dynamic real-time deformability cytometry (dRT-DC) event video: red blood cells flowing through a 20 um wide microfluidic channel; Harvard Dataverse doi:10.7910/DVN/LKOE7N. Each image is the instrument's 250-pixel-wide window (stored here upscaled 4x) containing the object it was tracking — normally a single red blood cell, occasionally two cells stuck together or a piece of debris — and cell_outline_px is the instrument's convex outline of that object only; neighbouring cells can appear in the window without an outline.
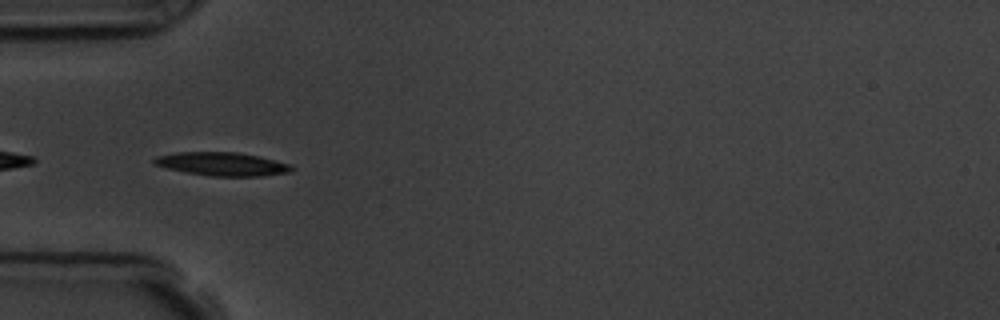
{"species": "common noctule bat (a hibernating species)", "species_latin": "Nyctalus noctula", "temperature_condition": "room temperature", "stored_images_in_passage": 7, "camera_frame_rate_fps": 3000, "um_per_image_px": 0.085, "animal": {"sex": "male", "body_mass_g": 19.5, "forearm_length_mm": 54.6}, "frame": {"image": 1, "passage_image": 3, "time_ms": 2.333, "image_size_px": [1000, 320], "cell_outline_px": [[296, 168], [288, 172], [260, 176], [212, 176], [184, 172], [152, 164], [152, 160], [156, 156], [176, 152], [236, 152], [260, 156], [292, 164]], "centroid_in_image_um": [18.89, 13.93], "position_along_channel_um": 66.1, "area_um2": 18.9}}